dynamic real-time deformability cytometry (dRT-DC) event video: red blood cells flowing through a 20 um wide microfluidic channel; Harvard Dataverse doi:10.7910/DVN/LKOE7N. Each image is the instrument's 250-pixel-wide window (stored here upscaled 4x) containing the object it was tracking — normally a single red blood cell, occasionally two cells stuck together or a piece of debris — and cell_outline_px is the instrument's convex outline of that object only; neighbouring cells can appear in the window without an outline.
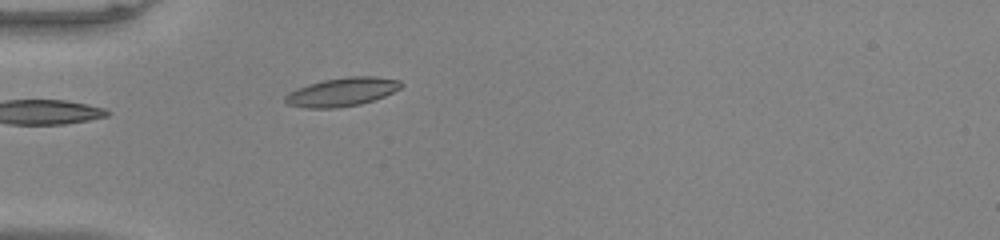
{"species": "common noctule bat (a hibernating species)", "species_latin": "Nyctalus noctula", "temperature_condition": "warm", "stored_images_in_passage": 37, "camera_frame_rate_fps": 3000, "um_per_image_px": 0.085, "animal": {"sex": "male", "body_mass_g": 20.0, "forearm_length_mm": 53.3}, "frame": {"image": 1, "passage_image": 1, "time_ms": 0.0, "image_size_px": [1000, 240], "cell_outline_px": [[404, 84], [400, 88], [384, 96], [360, 104], [336, 108], [308, 108], [288, 104], [284, 100], [284, 96], [288, 92], [296, 88], [308, 84], [324, 80], [348, 76], [376, 76], [400, 80]], "centroid_in_image_um": [29.06, 7.8], "position_along_channel_um": 55.9, "area_um2": 19.31}}
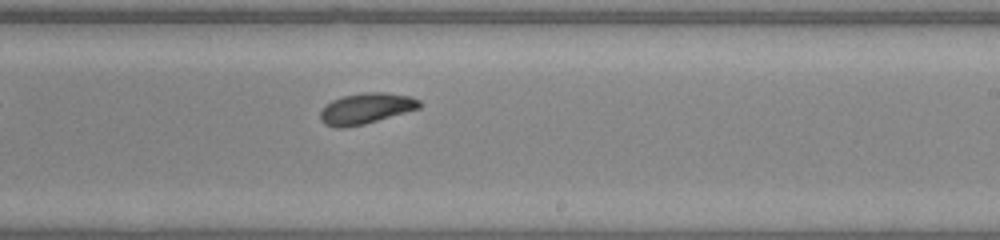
{"frame": {"image": 2, "passage_image": 17, "time_ms": 5.333, "image_size_px": [1000, 240], "cell_outline_px": [[420, 108], [364, 124], [344, 128], [336, 128], [324, 124], [320, 120], [320, 112], [324, 104], [332, 100], [344, 96], [364, 92], [384, 92], [412, 96], [420, 100]], "centroid_in_image_um": [31.08, 9.22], "position_along_channel_um": 257.9, "area_um2": 17.92}}
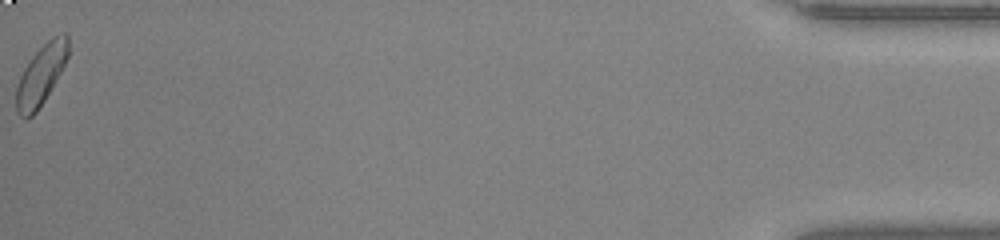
{"frame": {"image": 3, "passage_image": 37, "time_ms": 12.0, "image_size_px": [1000, 240], "cell_outline_px": [[68, 56], [56, 80], [44, 100], [36, 112], [32, 116], [24, 120], [16, 112], [16, 88], [20, 76], [24, 68], [32, 56], [52, 36], [64, 32], [68, 36]], "centroid_in_image_um": [3.47, 6.38], "position_along_channel_um": 431.7, "area_um2": 18.03}, "authors_computed_cell_mechanics": {"area_um2": 17.8024, "velocity_mm_per_s": 3.9897, "shape_relaxation_time_tau1_ms": 3.0739, "shape_relaxation_time_tau2_ms": null, "deformation_change_tau1": 0.1328, "deformation_change_tau2": null}}